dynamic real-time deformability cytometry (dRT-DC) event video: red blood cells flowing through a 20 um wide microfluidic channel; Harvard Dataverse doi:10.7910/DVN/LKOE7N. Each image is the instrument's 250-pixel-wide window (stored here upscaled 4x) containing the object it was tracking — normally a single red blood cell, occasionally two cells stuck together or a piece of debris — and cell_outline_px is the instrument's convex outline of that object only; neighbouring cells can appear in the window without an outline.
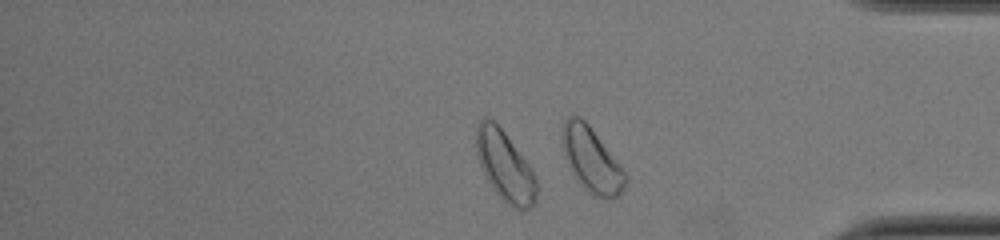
{"species": "common noctule bat (a hibernating species)", "species_latin": "Nyctalus noctula", "temperature_condition": "cold", "stored_images_in_passage": 33, "camera_frame_rate_fps": 3000, "um_per_image_px": 0.085, "animal": {"sex": "female", "body_mass_g": 22.0, "forearm_length_mm": 56.7}, "frame": {"image": 1, "passage_image": 33, "time_ms": 10.667, "image_size_px": [1000, 240], "cell_outline_px": [[628, 180], [624, 188], [616, 196], [596, 196], [588, 192], [580, 184], [572, 172], [564, 152], [564, 120], [572, 116], [580, 116], [588, 124], [628, 176]], "centroid_in_image_um": [50.3, 13.59], "position_along_channel_um": 384.9, "area_um2": 22.66}, "authors_computed_cell_mechanics": {"area_um2": 19.1896, "velocity_mm_per_s": 3.8544, "shape_relaxation_time_tau1_ms": null, "shape_relaxation_time_tau2_ms": 2.6663, "deformation_change_tau1": null, "deformation_change_tau2": 0.0593}}